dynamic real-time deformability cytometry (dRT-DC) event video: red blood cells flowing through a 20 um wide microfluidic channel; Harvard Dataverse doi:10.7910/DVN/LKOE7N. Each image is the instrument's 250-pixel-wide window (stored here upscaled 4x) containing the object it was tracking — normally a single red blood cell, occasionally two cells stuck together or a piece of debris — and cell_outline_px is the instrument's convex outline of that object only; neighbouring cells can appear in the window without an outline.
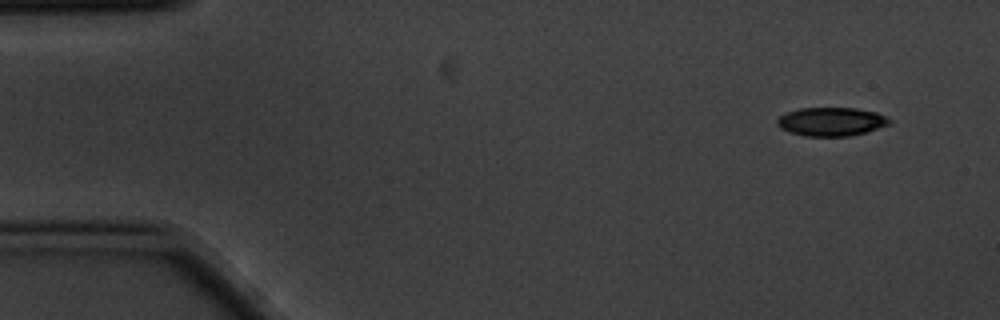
{"species": "common noctule bat (a hibernating species)", "species_latin": "Nyctalus noctula", "temperature_condition": "cold", "stored_images_in_passage": 6, "camera_frame_rate_fps": 3000, "um_per_image_px": 0.085, "animal": {"sex": "male", "body_mass_g": 20.1, "forearm_length_mm": 53.5}, "frame": {"image": 1, "passage_image": 2, "time_ms": 0.333, "image_size_px": [1000, 320], "cell_outline_px": [[892, 120], [888, 124], [864, 132], [848, 136], [804, 136], [780, 128], [776, 124], [776, 120], [780, 116], [788, 112], [800, 108], [856, 108], [876, 112]], "centroid_in_image_um": [70.62, 10.33], "position_along_channel_um": 14.4, "area_um2": 18.44}}
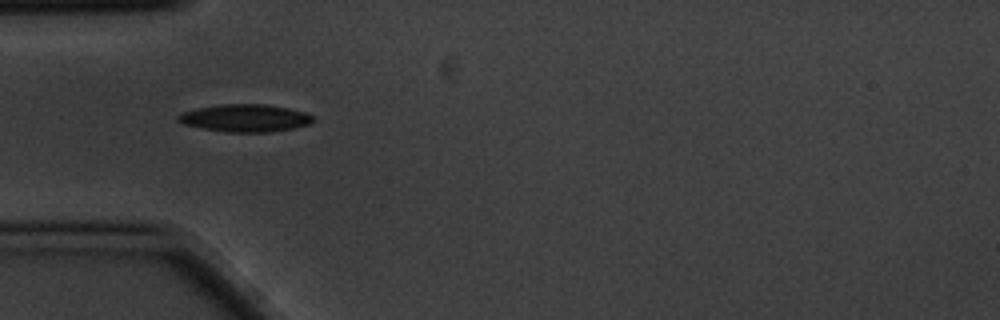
{"frame": {"image": 2, "passage_image": 5, "time_ms": 1.333, "image_size_px": [1000, 320], "cell_outline_px": [[312, 120], [308, 124], [292, 128], [272, 132], [228, 132], [204, 128], [184, 124], [176, 120], [176, 116], [180, 112], [196, 108], [220, 104], [264, 104], [288, 108], [308, 112], [312, 116]], "centroid_in_image_um": [20.8, 10.02], "position_along_channel_um": 64.2, "area_um2": 21.62}}